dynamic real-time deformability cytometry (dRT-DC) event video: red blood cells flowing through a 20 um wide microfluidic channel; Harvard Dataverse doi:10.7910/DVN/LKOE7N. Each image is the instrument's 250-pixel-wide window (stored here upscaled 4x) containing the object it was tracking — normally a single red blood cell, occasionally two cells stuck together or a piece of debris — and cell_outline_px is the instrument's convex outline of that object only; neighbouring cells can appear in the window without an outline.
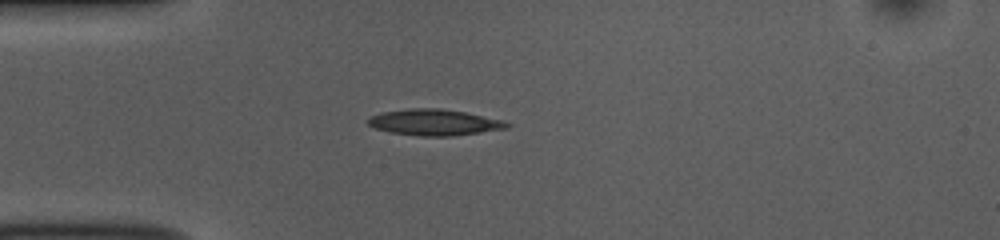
{"species": "common noctule bat (a hibernating species)", "species_latin": "Nyctalus noctula", "temperature_condition": "room temperature", "stored_images_in_passage": 39, "camera_frame_rate_fps": 3000, "um_per_image_px": 0.085, "animal": {"sex": "female", "body_mass_g": 10.0, "forearm_length_mm": 53.1}, "frame": {"image": 1, "passage_image": 1, "time_ms": 0.0, "image_size_px": [1000, 240], "cell_outline_px": [[512, 124], [508, 128], [452, 136], [420, 136], [392, 132], [376, 128], [368, 124], [368, 120], [372, 116], [384, 112], [412, 108], [440, 108], [464, 112], [504, 120]], "centroid_in_image_um": [36.98, 10.4], "position_along_channel_um": 48.0, "area_um2": 20.87}}
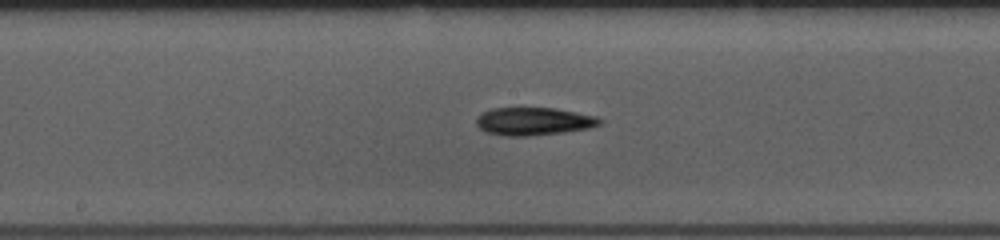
{"frame": {"image": 2, "passage_image": 14, "time_ms": 4.333, "image_size_px": [1000, 240], "cell_outline_px": [[604, 120], [600, 124], [588, 128], [564, 132], [528, 136], [504, 136], [488, 132], [480, 128], [476, 124], [476, 120], [484, 112], [492, 108], [552, 108], [576, 112], [596, 116]], "centroid_in_image_um": [45.38, 10.31], "position_along_channel_um": 202.8, "area_um2": 19.83}}
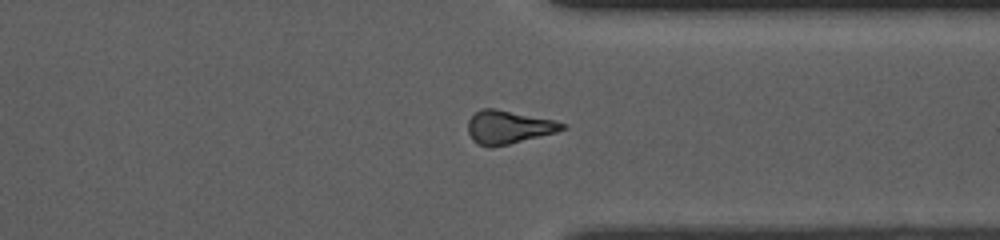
{"frame": {"image": 3, "passage_image": 27, "time_ms": 8.667, "image_size_px": [1000, 240], "cell_outline_px": [[568, 128], [556, 132], [492, 148], [488, 148], [472, 140], [468, 132], [468, 120], [480, 108], [492, 108], [556, 120], [568, 124]], "centroid_in_image_um": [43.24, 10.81], "position_along_channel_um": 368.2, "area_um2": 18.32}, "authors_computed_cell_mechanics": {"area_um2": 18.785, "velocity_mm_per_s": 3.8463, "shape_relaxation_time_tau1_ms": 6.3346, "shape_relaxation_time_tau2_ms": null, "deformation_change_tau1": 0.1666, "deformation_change_tau2": null}}